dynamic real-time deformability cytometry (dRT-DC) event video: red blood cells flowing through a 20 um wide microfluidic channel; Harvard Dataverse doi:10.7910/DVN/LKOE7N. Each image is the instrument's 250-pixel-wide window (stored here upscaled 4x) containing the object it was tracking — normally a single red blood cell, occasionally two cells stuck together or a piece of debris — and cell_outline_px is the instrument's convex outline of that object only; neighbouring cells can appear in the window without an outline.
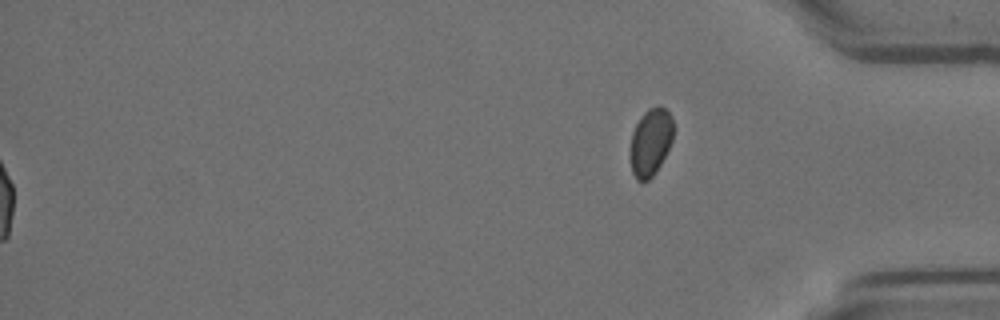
{"species": "Egyptian fruit bat (a non-hibernating species)", "species_latin": "Rousettus aegyptiacus", "temperature_condition": "room temperature", "stored_images_in_passage": 50, "segment_of_instrument_passage": [2, 2], "camera_frame_rate_fps": 3000, "um_per_image_px": 0.085, "animal": {"sex": "female"}, "frame": {"image": 1, "passage_image": 50, "time_ms": 16.333, "image_size_px": [1000, 320], "cell_outline_px": [[672, 140], [656, 172], [648, 180], [636, 180], [632, 172], [632, 132], [640, 116], [648, 108], [660, 104], [672, 116]], "centroid_in_image_um": [55.31, 12.03], "position_along_channel_um": 379.9, "area_um2": 16.53}}